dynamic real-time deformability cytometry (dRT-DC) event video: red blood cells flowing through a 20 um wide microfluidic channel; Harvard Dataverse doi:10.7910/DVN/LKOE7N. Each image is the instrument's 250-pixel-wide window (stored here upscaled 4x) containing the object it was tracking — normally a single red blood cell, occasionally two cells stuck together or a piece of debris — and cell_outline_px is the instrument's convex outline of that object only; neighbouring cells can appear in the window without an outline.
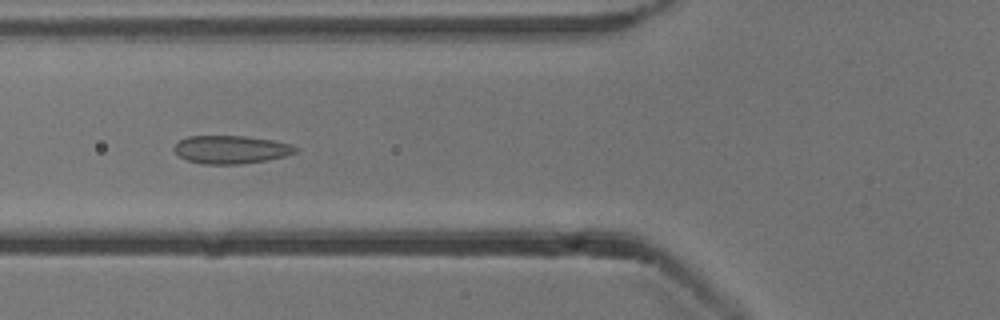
{"species": "common noctule bat (a hibernating species)", "species_latin": "Nyctalus noctula", "temperature_condition": "cold", "stored_images_in_passage": 53, "camera_frame_rate_fps": 3000, "um_per_image_px": 0.085, "animal": {"sex": "male", "body_mass_g": 13.3}, "frame": {"image": 1, "passage_image": 20, "time_ms": 6.333, "image_size_px": [1000, 320], "cell_outline_px": [[300, 148], [296, 152], [284, 156], [268, 160], [240, 164], [204, 164], [188, 160], [180, 156], [172, 148], [180, 140], [188, 136], [244, 136], [272, 140], [292, 144]], "centroid_in_image_um": [19.67, 12.71], "position_along_channel_um": 106.1, "area_um2": 19.83}}
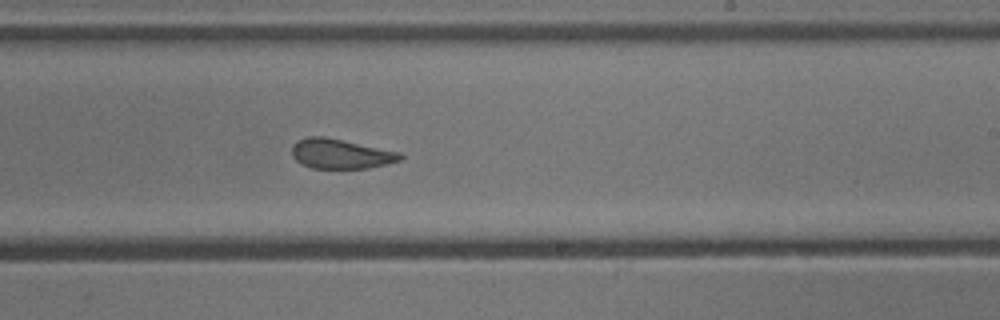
{"frame": {"image": 2, "passage_image": 32, "time_ms": 10.333, "image_size_px": [1000, 320], "cell_outline_px": [[404, 156], [400, 160], [388, 164], [368, 168], [312, 168], [296, 160], [292, 156], [292, 144], [296, 140], [308, 136], [324, 136], [400, 152]], "centroid_in_image_um": [28.95, 13.06], "position_along_channel_um": 260.1, "area_um2": 18.79}}
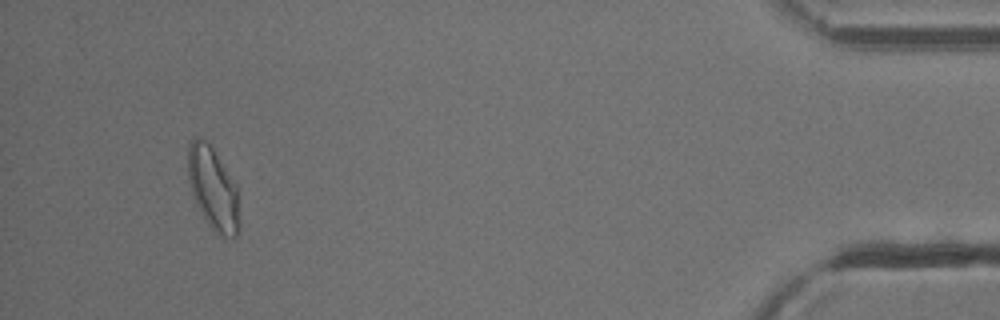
{"frame": {"image": 3, "passage_image": 50, "time_ms": 16.333, "image_size_px": [1000, 320], "cell_outline_px": [[240, 232], [236, 236], [220, 236], [208, 224], [196, 204], [192, 196], [188, 180], [188, 144], [196, 136], [200, 136], [212, 148], [236, 184], [240, 220]], "centroid_in_image_um": [18.11, 16.05], "position_along_channel_um": 417.1, "area_um2": 24.8}, "authors_computed_cell_mechanics": {"area_um2": 21.0392, "velocity_mm_per_s": 3.8421, "shape_relaxation_time_tau1_ms": null, "shape_relaxation_time_tau2_ms": 1.346, "deformation_change_tau1": null, "deformation_change_tau2": 0.0624}}